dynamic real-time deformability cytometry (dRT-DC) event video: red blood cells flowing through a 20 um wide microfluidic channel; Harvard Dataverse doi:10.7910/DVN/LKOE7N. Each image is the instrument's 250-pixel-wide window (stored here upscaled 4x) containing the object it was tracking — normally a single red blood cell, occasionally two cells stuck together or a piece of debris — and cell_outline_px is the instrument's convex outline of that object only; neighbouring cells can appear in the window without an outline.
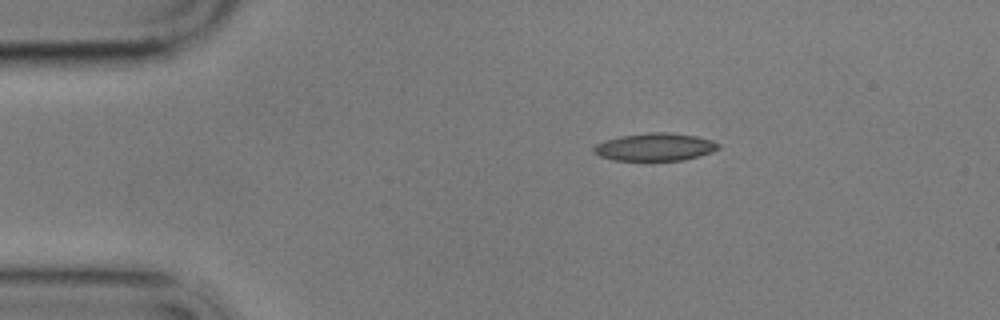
{"species": "common noctule bat (a hibernating species)", "species_latin": "Nyctalus noctula", "temperature_condition": "cold", "stored_images_in_passage": 4, "camera_frame_rate_fps": 3000, "um_per_image_px": 0.085, "animal": {"sex": "male", "body_mass_g": 17.9}, "frame": {"image": 1, "passage_image": 1, "time_ms": 0.0, "image_size_px": [1000, 320], "cell_outline_px": [[720, 148], [712, 152], [700, 156], [684, 160], [612, 160], [600, 156], [592, 152], [592, 148], [596, 144], [604, 140], [620, 136], [648, 132], [668, 132], [696, 136], [712, 140], [720, 144]], "centroid_in_image_um": [55.67, 12.49], "position_along_channel_um": 29.3, "area_um2": 20.29}}
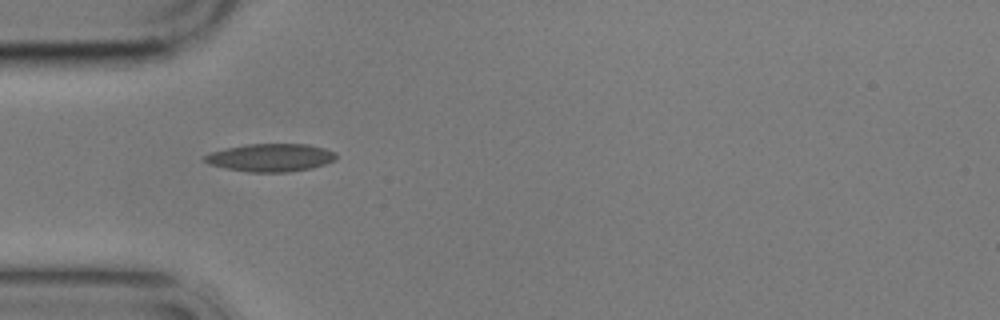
{"frame": {"image": 2, "passage_image": 3, "time_ms": 2.333, "image_size_px": [1000, 320], "cell_outline_px": [[336, 160], [312, 168], [288, 172], [248, 172], [208, 164], [204, 160], [204, 156], [212, 152], [244, 144], [308, 144], [324, 148], [336, 152]], "centroid_in_image_um": [23.04, 13.39], "position_along_channel_um": 62.0, "area_um2": 21.27}}
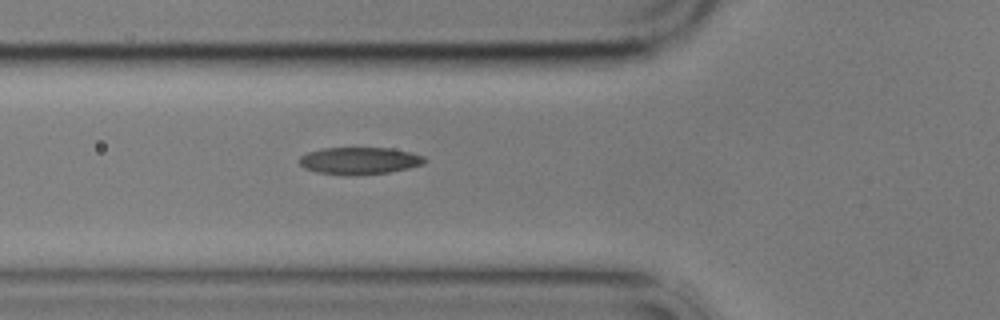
{"frame": {"image": 3, "passage_image": 4, "time_ms": 3.333, "image_size_px": [1000, 320], "cell_outline_px": [[428, 160], [424, 164], [408, 168], [388, 172], [316, 172], [304, 168], [300, 164], [300, 156], [308, 152], [320, 148], [392, 148], [412, 152], [424, 156]], "centroid_in_image_um": [30.61, 13.6], "position_along_channel_um": 95.2, "area_um2": 18.96}}